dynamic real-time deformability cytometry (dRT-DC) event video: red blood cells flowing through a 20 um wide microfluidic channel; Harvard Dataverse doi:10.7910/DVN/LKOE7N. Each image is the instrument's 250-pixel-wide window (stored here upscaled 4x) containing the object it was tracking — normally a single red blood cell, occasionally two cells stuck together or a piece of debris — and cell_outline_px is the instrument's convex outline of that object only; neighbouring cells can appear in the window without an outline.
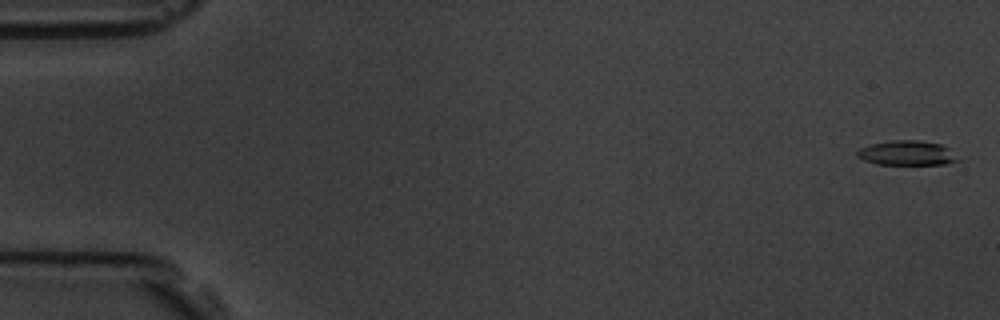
{"species": "common noctule bat (a hibernating species)", "species_latin": "Nyctalus noctula", "temperature_condition": "room temperature", "stored_images_in_passage": 5, "camera_frame_rate_fps": 3000, "um_per_image_px": 0.085, "animal": {"sex": "male", "body_mass_g": 19.5, "forearm_length_mm": 54.6}, "frame": {"image": 1, "passage_image": 1, "time_ms": 0.0, "image_size_px": [1000, 320], "cell_outline_px": [[964, 160], [944, 164], [876, 164], [864, 160], [856, 156], [856, 152], [860, 148], [868, 144], [892, 140], [916, 140], [940, 144], [948, 148]], "centroid_in_image_um": [77.11, 13.01], "position_along_channel_um": 7.9, "area_um2": 14.62}}
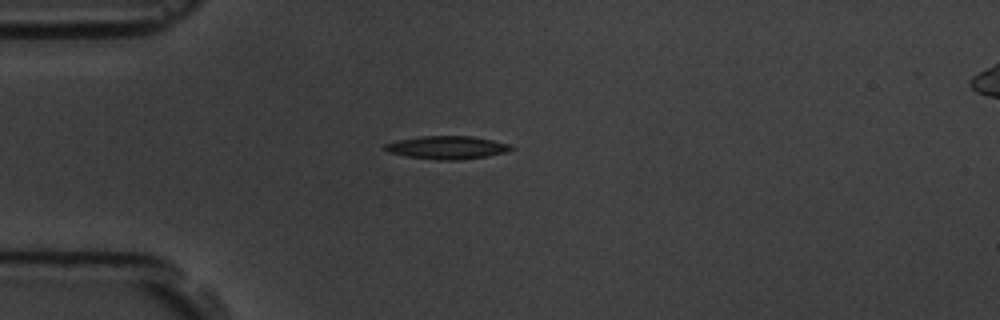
{"frame": {"image": 2, "passage_image": 5, "time_ms": 4.667, "image_size_px": [1000, 320], "cell_outline_px": [[516, 148], [508, 152], [460, 160], [440, 160], [408, 156], [388, 152], [384, 148], [384, 144], [400, 140], [420, 136], [472, 136], [492, 140], [508, 144]], "centroid_in_image_um": [38.03, 12.53], "position_along_channel_um": 47.0, "area_um2": 16.76}}